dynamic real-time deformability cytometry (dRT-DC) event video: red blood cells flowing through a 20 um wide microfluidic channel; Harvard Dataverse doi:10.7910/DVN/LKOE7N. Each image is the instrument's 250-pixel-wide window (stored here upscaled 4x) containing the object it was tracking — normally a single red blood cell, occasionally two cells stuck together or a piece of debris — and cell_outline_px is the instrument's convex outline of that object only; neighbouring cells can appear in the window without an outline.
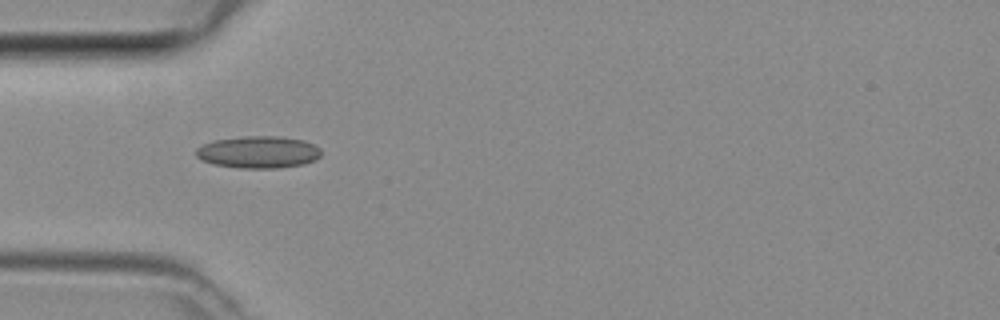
{"species": "common noctule bat (a hibernating species)", "species_latin": "Nyctalus noctula", "temperature_condition": "room temperature", "stored_images_in_passage": 2, "camera_frame_rate_fps": 3000, "um_per_image_px": 0.085, "animal": {"sex": "female", "body_mass_g": 29.2, "forearm_length_mm": 56.3}, "frame": {"image": 1, "passage_image": 1, "time_ms": 0.0, "image_size_px": [1000, 320], "cell_outline_px": [[320, 156], [316, 160], [304, 164], [276, 168], [240, 168], [212, 164], [200, 160], [196, 156], [196, 148], [212, 140], [244, 136], [276, 136], [304, 140], [320, 148]], "centroid_in_image_um": [21.94, 12.93], "position_along_channel_um": 63.1, "area_um2": 23.52}}
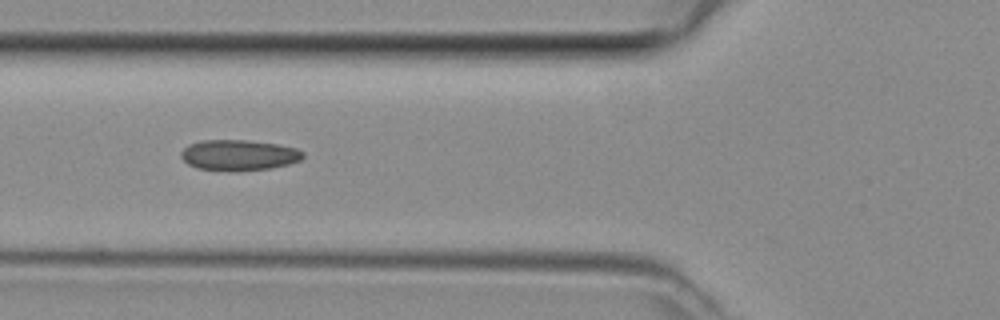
{"frame": {"image": 2, "passage_image": 2, "time_ms": 0.333, "image_size_px": [1000, 320], "cell_outline_px": [[304, 156], [300, 160], [288, 164], [272, 168], [236, 172], [196, 168], [188, 164], [180, 156], [180, 152], [188, 144], [204, 140], [248, 140], [276, 144], [296, 148], [304, 152]], "centroid_in_image_um": [20.29, 13.19], "position_along_channel_um": 105.5, "area_um2": 22.02}}